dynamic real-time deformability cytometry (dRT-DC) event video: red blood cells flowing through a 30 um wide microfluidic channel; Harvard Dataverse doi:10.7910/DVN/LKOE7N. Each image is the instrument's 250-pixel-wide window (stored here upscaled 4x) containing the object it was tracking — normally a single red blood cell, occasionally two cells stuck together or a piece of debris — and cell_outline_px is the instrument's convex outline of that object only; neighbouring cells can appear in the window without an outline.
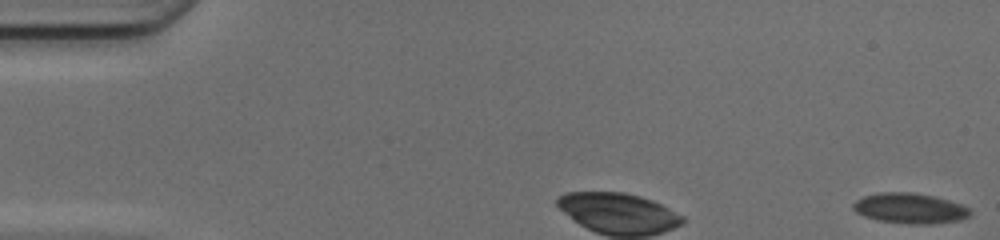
{"species": "common noctule bat (a hibernating species)", "species_latin": "Nyctalus noctula", "temperature_condition": "cold", "stored_images_in_passage": 5, "camera_frame_rate_fps": 3000, "um_per_image_px": 0.085, "animal": {"sex": "female", "body_mass_g": 17.0, "forearm_length_mm": 48.0}, "frame": {"image": 1, "passage_image": 1, "time_ms": 0.0, "image_size_px": [1000, 240], "cell_outline_px": [[972, 212], [968, 216], [960, 220], [928, 224], [912, 224], [880, 220], [864, 216], [856, 212], [852, 208], [852, 204], [856, 200], [864, 196], [880, 192], [912, 192], [932, 196], [948, 200], [960, 204], [968, 208]], "centroid_in_image_um": [77.32, 17.7], "position_along_channel_um": 7.7, "area_um2": 20.46}}